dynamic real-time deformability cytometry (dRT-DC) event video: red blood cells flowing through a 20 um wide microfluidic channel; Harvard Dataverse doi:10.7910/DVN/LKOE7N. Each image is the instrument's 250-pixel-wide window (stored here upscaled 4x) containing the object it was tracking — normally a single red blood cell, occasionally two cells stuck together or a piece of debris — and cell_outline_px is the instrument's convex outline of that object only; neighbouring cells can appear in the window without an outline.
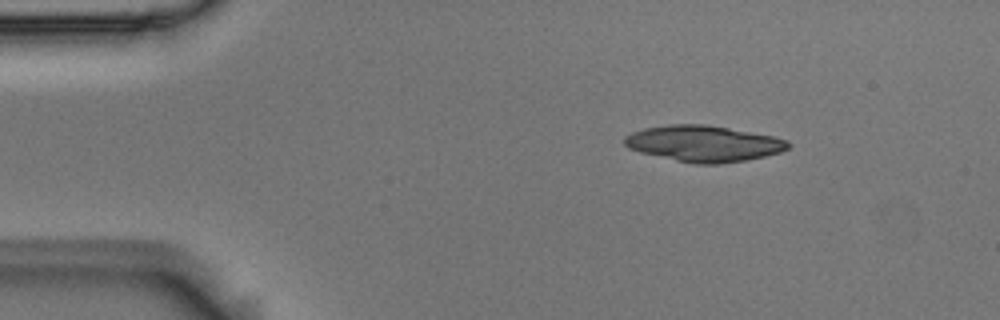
{"species": "Egyptian fruit bat (a non-hibernating species)", "species_latin": "Rousettus aegyptiacus", "temperature_condition": "room temperature", "stored_images_in_passage": 5, "camera_frame_rate_fps": 3000, "um_per_image_px": 0.085, "animal": {"sex": "male"}, "frame": {"image": 1, "passage_image": 2, "time_ms": 0.333, "image_size_px": [1000, 320], "cell_outline_px": [[792, 144], [788, 148], [780, 152], [748, 160], [720, 164], [692, 164], [640, 152], [628, 148], [624, 144], [624, 136], [632, 132], [644, 128], [672, 124], [704, 124], [728, 128], [772, 136], [788, 140]], "centroid_in_image_um": [59.8, 12.21], "position_along_channel_um": 25.2, "area_um2": 34.45}}
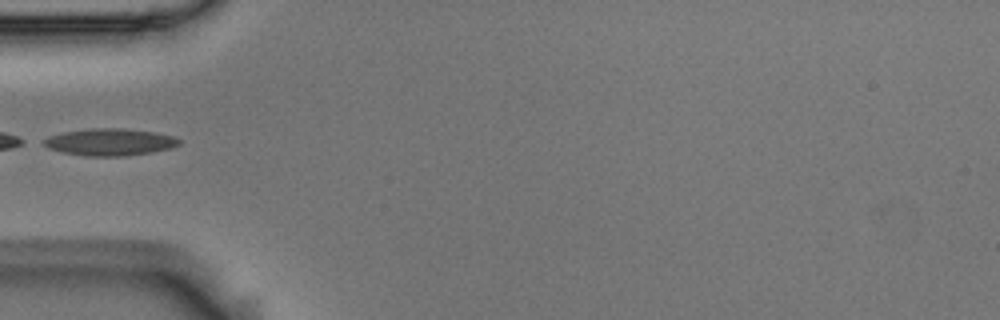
{"frame": {"image": 2, "passage_image": 5, "time_ms": 1.333, "image_size_px": [1000, 320], "cell_outline_px": [[180, 144], [172, 148], [152, 152], [124, 156], [84, 156], [64, 152], [48, 148], [40, 140], [48, 136], [64, 132], [92, 128], [120, 128], [152, 132], [176, 136], [180, 140]], "centroid_in_image_um": [9.34, 12.08], "position_along_channel_um": 75.7, "area_um2": 21.33}}